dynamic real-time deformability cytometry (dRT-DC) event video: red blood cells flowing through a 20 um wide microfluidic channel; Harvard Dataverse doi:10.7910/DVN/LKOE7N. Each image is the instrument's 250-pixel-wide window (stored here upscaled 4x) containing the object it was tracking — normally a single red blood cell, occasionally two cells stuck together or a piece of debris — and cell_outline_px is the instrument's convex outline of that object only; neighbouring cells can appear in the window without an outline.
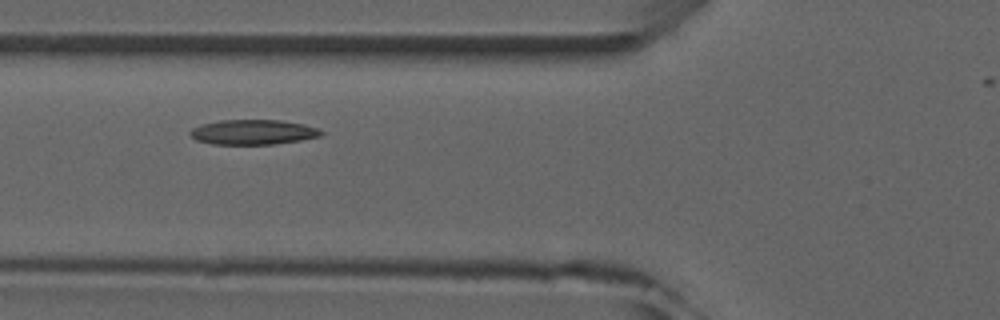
{"species": "common noctule bat (a hibernating species)", "species_latin": "Nyctalus noctula", "temperature_condition": "room temperature", "stored_images_in_passage": 5, "camera_frame_rate_fps": 3000, "um_per_image_px": 0.085, "animal": {"sex": "male", "forearm_length_mm": 52.5}, "frame": {"image": 1, "passage_image": 4, "time_ms": 3.667, "image_size_px": [1000, 320], "cell_outline_px": [[324, 132], [320, 136], [300, 140], [276, 144], [212, 144], [196, 140], [188, 132], [192, 128], [204, 124], [220, 120], [280, 120], [304, 124], [316, 128]], "centroid_in_image_um": [21.51, 11.23], "position_along_channel_um": 104.3, "area_um2": 18.9}}
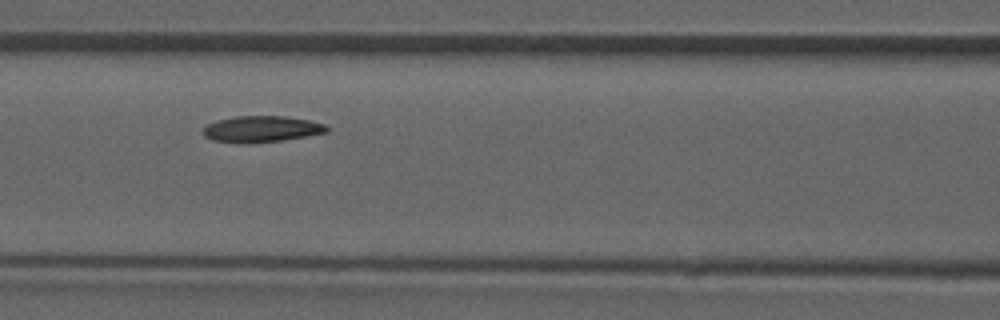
{"frame": {"image": 2, "passage_image": 5, "time_ms": 4.667, "image_size_px": [1000, 320], "cell_outline_px": [[328, 132], [284, 140], [212, 140], [204, 136], [204, 128], [208, 124], [216, 120], [236, 116], [284, 116], [308, 120], [324, 124], [328, 128]], "centroid_in_image_um": [22.28, 10.91], "position_along_channel_um": 144.3, "area_um2": 17.86}}